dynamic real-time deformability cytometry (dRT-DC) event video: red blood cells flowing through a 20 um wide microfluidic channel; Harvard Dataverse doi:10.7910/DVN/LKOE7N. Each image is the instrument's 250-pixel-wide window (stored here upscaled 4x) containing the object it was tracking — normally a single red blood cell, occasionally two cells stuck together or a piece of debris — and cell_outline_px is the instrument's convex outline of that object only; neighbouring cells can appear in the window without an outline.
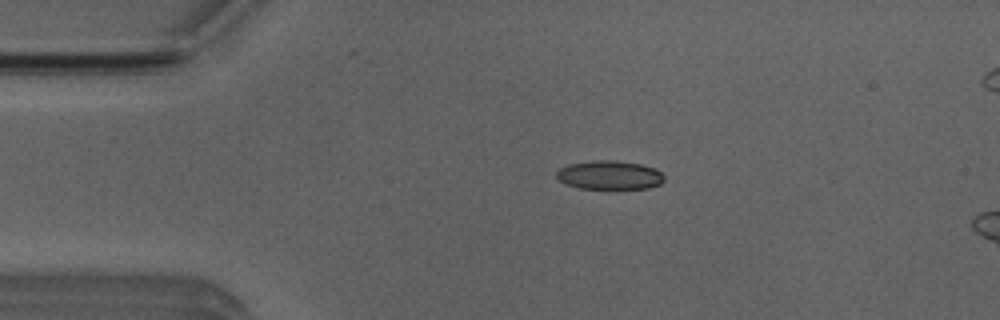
{"species": "Egyptian fruit bat (a non-hibernating species)", "species_latin": "Rousettus aegyptiacus", "temperature_condition": "room temperature", "stored_images_in_passage": 4, "camera_frame_rate_fps": 3000, "um_per_image_px": 0.085, "animal": {"sex": "male"}, "frame": {"image": 1, "passage_image": 2, "time_ms": 1.333, "image_size_px": [1000, 320], "cell_outline_px": [[664, 180], [660, 184], [648, 188], [580, 188], [568, 184], [560, 180], [556, 176], [556, 172], [560, 168], [568, 164], [596, 160], [612, 160], [640, 164], [652, 168], [660, 172], [664, 176]], "centroid_in_image_um": [51.8, 14.87], "position_along_channel_um": 33.2, "area_um2": 17.74}}